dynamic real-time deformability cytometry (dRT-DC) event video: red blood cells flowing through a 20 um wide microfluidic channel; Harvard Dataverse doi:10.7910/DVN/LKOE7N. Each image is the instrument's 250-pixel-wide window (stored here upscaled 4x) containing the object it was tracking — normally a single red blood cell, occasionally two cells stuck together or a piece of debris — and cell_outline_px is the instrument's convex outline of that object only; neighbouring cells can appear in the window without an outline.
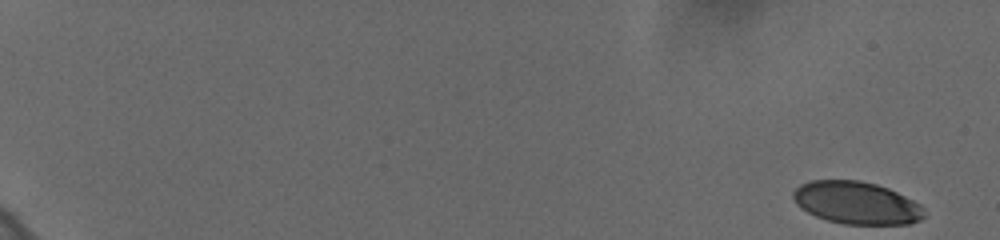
{"species": "human", "species_latin": "Homo sapiens", "temperature_condition": "cold", "stored_images_in_passage": 59, "camera_frame_rate_fps": 3000, "um_per_image_px": 0.085, "donor": {"sex": "female"}, "frame": {"image": 1, "passage_image": 1, "time_ms": 0.0, "image_size_px": [1000, 240], "cell_outline_px": [[924, 216], [920, 220], [908, 224], [844, 224], [828, 220], [816, 216], [800, 208], [796, 204], [792, 196], [792, 192], [800, 184], [808, 180], [860, 180], [876, 184], [888, 188], [920, 204], [924, 208]], "centroid_in_image_um": [72.78, 17.23], "position_along_channel_um": 12.2, "area_um2": 32.48}}
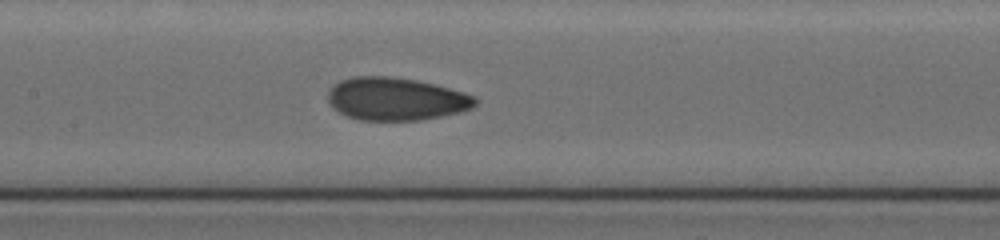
{"frame": {"image": 2, "passage_image": 32, "time_ms": 10.333, "image_size_px": [1000, 240], "cell_outline_px": [[476, 104], [472, 108], [460, 112], [420, 120], [360, 120], [348, 116], [332, 108], [328, 104], [328, 92], [340, 80], [352, 76], [388, 76], [416, 80], [464, 92], [476, 96]], "centroid_in_image_um": [33.64, 8.41], "position_along_channel_um": 173.8, "area_um2": 36.65}}
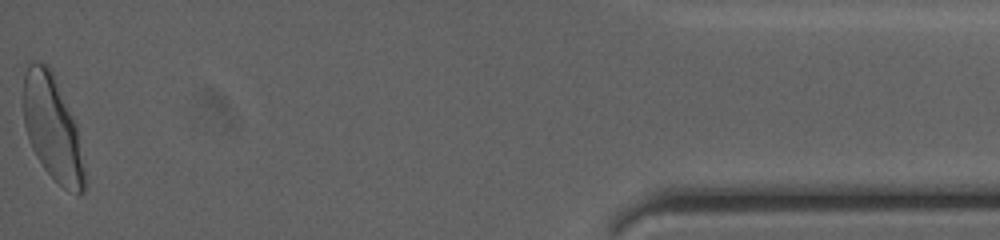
{"frame": {"image": 3, "passage_image": 59, "time_ms": 19.333, "image_size_px": [1000, 240], "cell_outline_px": [[88, 184], [84, 192], [76, 192], [64, 188], [44, 168], [36, 156], [32, 148], [24, 124], [24, 76], [28, 64], [36, 60], [52, 68], [76, 124]], "centroid_in_image_um": [4.48, 10.88], "position_along_channel_um": 430.7, "area_um2": 37.34}, "authors_computed_cell_mechanics": {"area_um2": 35.4892, "velocity_mm_per_s": 3.6182, "shape_relaxation_time_tau1_ms": 5.1237, "shape_relaxation_time_tau2_ms": 1.0064, "deformation_change_tau1": 0.158, "deformation_change_tau2": 0.0543}}